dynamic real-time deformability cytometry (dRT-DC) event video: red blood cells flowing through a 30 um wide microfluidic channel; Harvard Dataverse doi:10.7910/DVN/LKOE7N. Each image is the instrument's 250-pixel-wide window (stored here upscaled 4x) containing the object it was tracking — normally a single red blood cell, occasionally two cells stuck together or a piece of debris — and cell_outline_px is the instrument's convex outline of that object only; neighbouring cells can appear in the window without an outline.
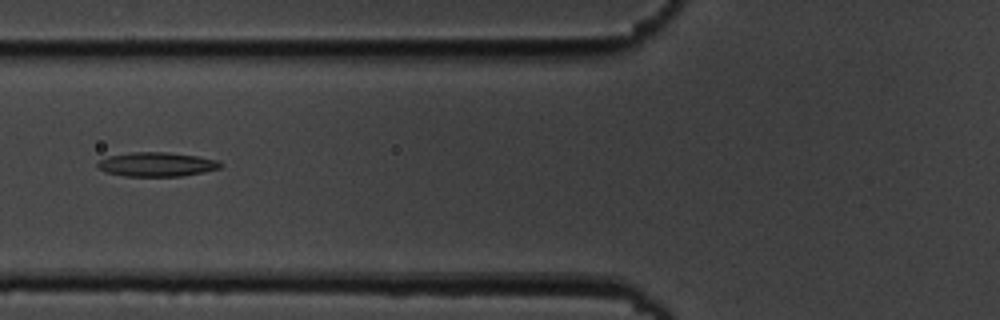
{"species": "common noctule bat (a hibernating species)", "species_latin": "Nyctalus noctula", "temperature_condition": "cold", "stored_images_in_passage": 12, "camera_frame_rate_fps": 3000, "um_per_image_px": 0.085, "animal": {"sex": "male", "body_mass_g": 19.5, "forearm_length_mm": 54.6}, "frame": {"image": 1, "passage_image": 5, "time_ms": 5.667, "image_size_px": [1000, 320], "cell_outline_px": [[224, 164], [220, 168], [204, 172], [180, 176], [124, 176], [104, 172], [96, 164], [100, 160], [108, 156], [132, 152], [168, 152], [196, 156], [216, 160]], "centroid_in_image_um": [13.31, 13.97], "position_along_channel_um": 112.5, "area_um2": 17.28}}
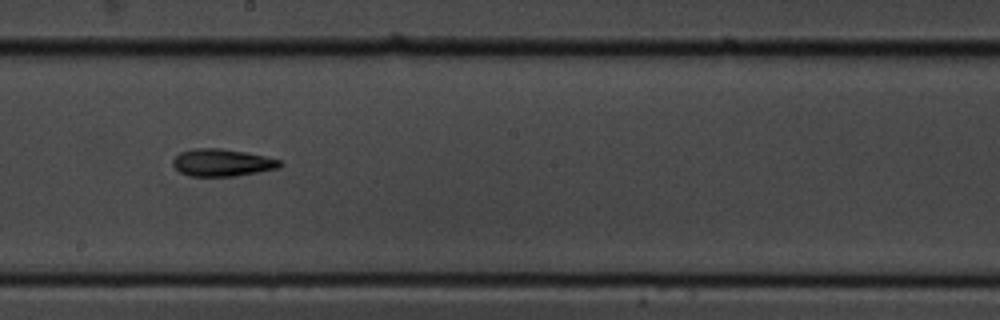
{"frame": {"image": 2, "passage_image": 8, "time_ms": 9.0, "image_size_px": [1000, 320], "cell_outline_px": [[284, 164], [280, 168], [236, 176], [188, 176], [180, 172], [172, 164], [172, 160], [180, 152], [196, 148], [220, 148], [244, 152], [264, 156], [280, 160]], "centroid_in_image_um": [18.89, 13.83], "position_along_channel_um": 229.3, "area_um2": 17.05}}
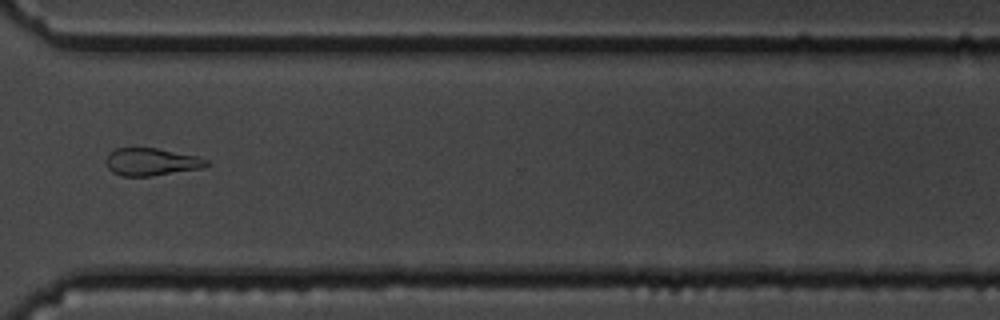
{"frame": {"image": 3, "passage_image": 11, "time_ms": 12.667, "image_size_px": [1000, 320], "cell_outline_px": [[212, 164], [204, 168], [152, 176], [120, 176], [112, 172], [108, 168], [104, 160], [116, 148], [156, 148], [196, 156], [208, 160]], "centroid_in_image_um": [12.89, 13.77], "position_along_channel_um": 357.7, "area_um2": 16.18}, "authors_computed_cell_mechanics": {"area_um2": 17.0221, "velocity_mm_per_s": 3.5118, "shape_relaxation_time_tau1_ms": 6.4974, "shape_relaxation_time_tau2_ms": 10.5671, "deformation_change_tau1": 0.1503, "deformation_change_tau2": 0.2239}}